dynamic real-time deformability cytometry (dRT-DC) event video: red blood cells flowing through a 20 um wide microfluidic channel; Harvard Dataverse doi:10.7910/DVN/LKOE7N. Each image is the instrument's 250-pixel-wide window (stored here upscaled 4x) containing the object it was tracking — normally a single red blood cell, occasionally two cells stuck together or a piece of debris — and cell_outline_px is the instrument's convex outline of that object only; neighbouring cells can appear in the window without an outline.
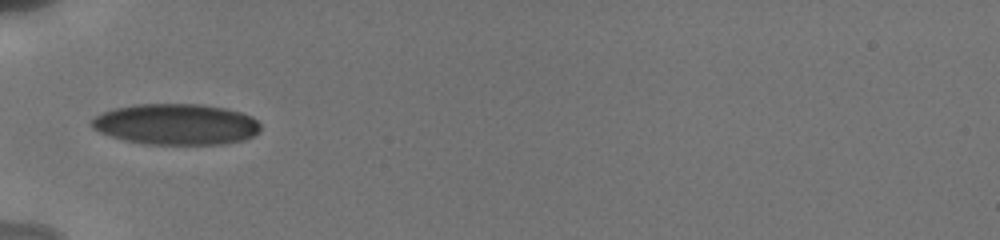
{"species": "human", "species_latin": "Homo sapiens", "temperature_condition": "cold", "stored_images_in_passage": 54, "camera_frame_rate_fps": 3000, "um_per_image_px": 0.085, "donor": {"sex": "male"}, "frame": {"image": 1, "passage_image": 1, "time_ms": 0.0, "image_size_px": [1000, 240], "cell_outline_px": [[260, 132], [244, 140], [224, 144], [144, 144], [124, 140], [100, 132], [92, 128], [88, 124], [96, 116], [104, 112], [116, 108], [136, 104], [200, 104], [224, 108], [240, 112], [252, 116], [260, 124]], "centroid_in_image_um": [14.98, 10.57], "position_along_channel_um": 70.0, "area_um2": 40.34}}
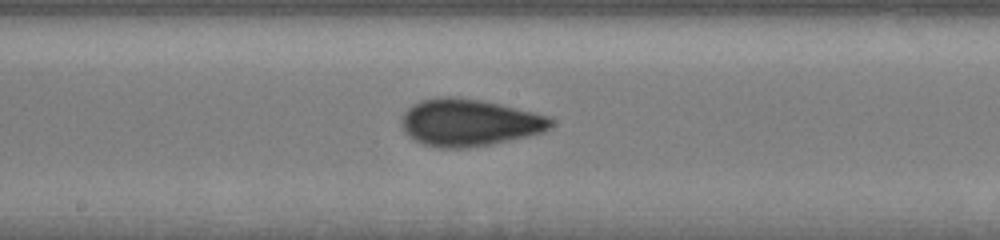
{"frame": {"image": 2, "passage_image": 13, "time_ms": 3.667, "image_size_px": [1000, 240], "cell_outline_px": [[556, 120], [544, 132], [528, 136], [468, 148], [440, 148], [424, 144], [408, 136], [404, 132], [404, 112], [412, 104], [420, 100], [440, 96], [456, 96], [480, 100], [500, 104], [552, 116]], "centroid_in_image_um": [39.92, 10.4], "position_along_channel_um": 208.3, "area_um2": 40.98}}
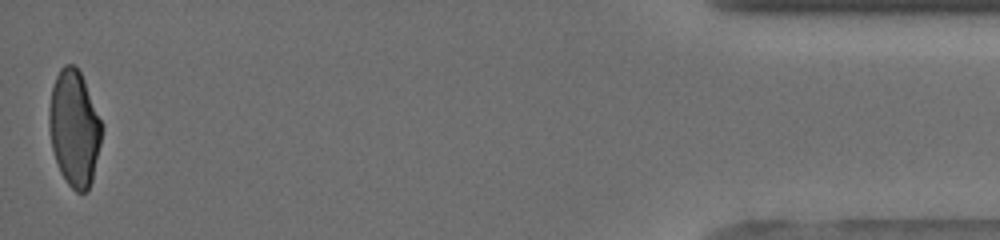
{"frame": {"image": 3, "passage_image": 53, "time_ms": 11.333, "image_size_px": [1000, 240], "cell_outline_px": [[104, 128], [92, 180], [88, 192], [76, 192], [68, 184], [60, 172], [52, 148], [48, 124], [48, 112], [52, 88], [56, 76], [60, 68], [64, 64], [72, 64], [80, 72], [84, 80]], "centroid_in_image_um": [6.31, 10.91], "position_along_channel_um": 428.9, "area_um2": 35.6}, "authors_computed_cell_mechanics": {"area_um2": 38.148, "velocity_mm_per_s": 3.8551, "shape_relaxation_time_tau1_ms": 5.4994, "shape_relaxation_time_tau2_ms": 0.957, "deformation_change_tau1": 0.1606, "deformation_change_tau2": 0.0452}}